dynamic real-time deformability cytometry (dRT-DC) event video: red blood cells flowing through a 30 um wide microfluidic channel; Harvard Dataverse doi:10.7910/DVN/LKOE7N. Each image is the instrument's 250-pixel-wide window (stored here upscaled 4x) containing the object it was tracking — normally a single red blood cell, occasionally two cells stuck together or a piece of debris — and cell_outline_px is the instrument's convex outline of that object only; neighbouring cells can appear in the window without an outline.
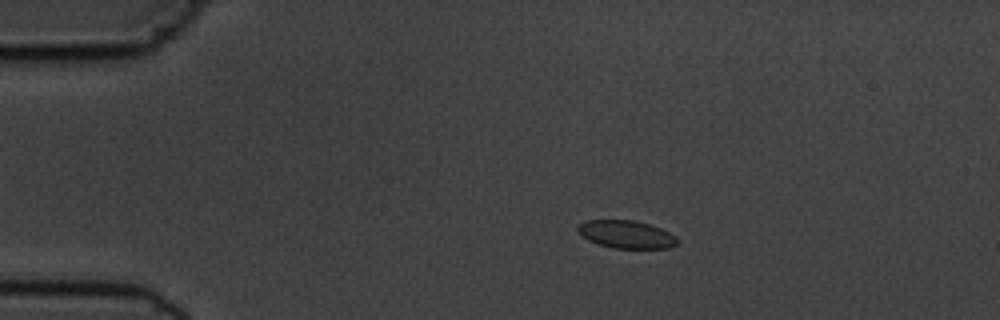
{"species": "common noctule bat (a hibernating species)", "species_latin": "Nyctalus noctula", "temperature_condition": "cold", "stored_images_in_passage": 8, "camera_frame_rate_fps": 3000, "um_per_image_px": 0.085, "animal": {"sex": "male", "body_mass_g": 19.5, "forearm_length_mm": 54.6}, "frame": {"image": 1, "passage_image": 4, "time_ms": 3.333, "image_size_px": [1000, 320], "cell_outline_px": [[680, 244], [668, 248], [612, 248], [588, 240], [580, 236], [576, 232], [576, 228], [580, 224], [588, 220], [632, 220], [648, 224], [660, 228], [676, 236], [680, 240]], "centroid_in_image_um": [53.24, 19.93], "position_along_channel_um": 31.8, "area_um2": 16.24}}
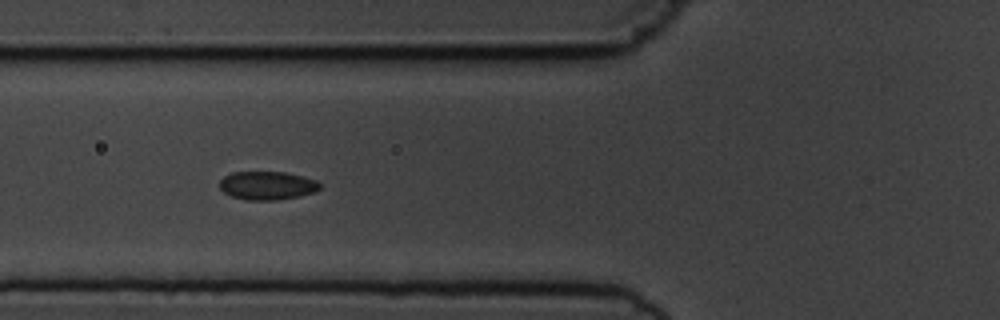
{"frame": {"image": 2, "passage_image": 7, "time_ms": 6.667, "image_size_px": [1000, 320], "cell_outline_px": [[320, 188], [316, 192], [300, 196], [276, 200], [244, 200], [232, 196], [224, 192], [220, 188], [220, 180], [224, 176], [232, 172], [284, 172], [304, 176], [316, 180], [320, 184]], "centroid_in_image_um": [22.73, 15.77], "position_along_channel_um": 103.1, "area_um2": 16.7}}
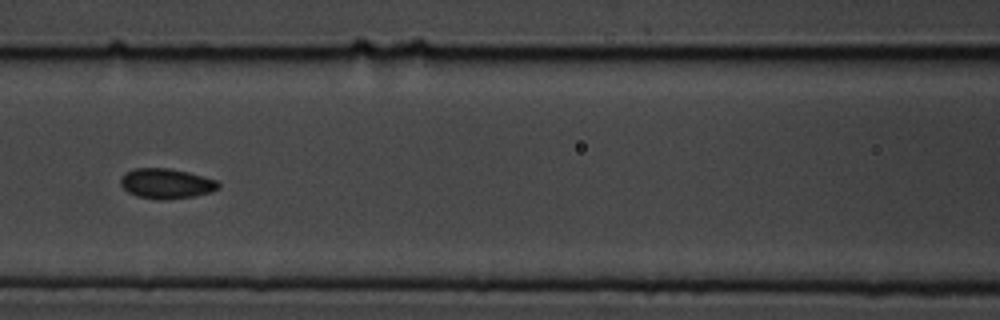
{"frame": {"image": 3, "passage_image": 8, "time_ms": 8.0, "image_size_px": [1000, 320], "cell_outline_px": [[220, 188], [212, 192], [192, 196], [160, 200], [136, 196], [128, 192], [120, 184], [120, 180], [124, 172], [136, 168], [168, 168], [188, 172], [216, 180], [220, 184]], "centroid_in_image_um": [14.12, 15.6], "position_along_channel_um": 152.5, "area_um2": 17.11}}